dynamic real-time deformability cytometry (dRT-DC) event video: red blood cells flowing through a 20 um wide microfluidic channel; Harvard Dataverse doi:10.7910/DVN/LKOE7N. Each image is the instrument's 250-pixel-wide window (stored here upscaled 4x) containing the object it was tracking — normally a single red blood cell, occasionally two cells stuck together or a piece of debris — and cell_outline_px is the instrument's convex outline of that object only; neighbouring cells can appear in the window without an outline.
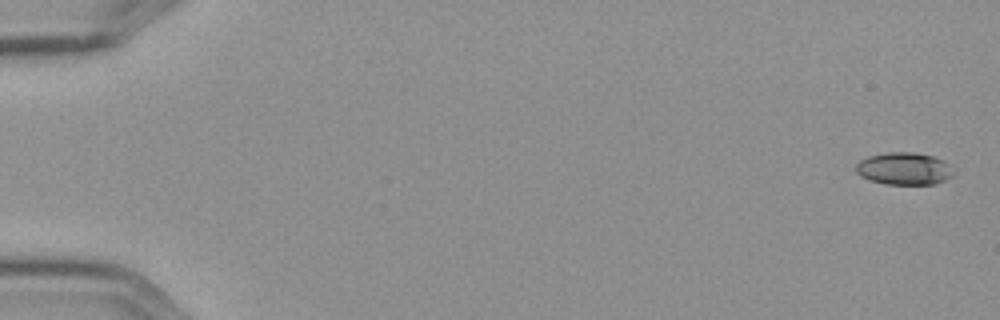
{"species": "Egyptian fruit bat (a non-hibernating species)", "species_latin": "Rousettus aegyptiacus", "temperature_condition": "cold", "stored_images_in_passage": 7, "camera_frame_rate_fps": 3000, "um_per_image_px": 0.085, "frame": {"image": 1, "passage_image": 1, "time_ms": 0.0, "image_size_px": [1000, 320], "cell_outline_px": [[956, 172], [952, 176], [936, 184], [884, 184], [868, 180], [860, 176], [856, 172], [856, 164], [860, 160], [868, 156], [888, 152], [912, 152], [932, 156], [944, 160], [956, 168]], "centroid_in_image_um": [76.88, 14.34], "position_along_channel_um": 8.1, "area_um2": 18.73}}
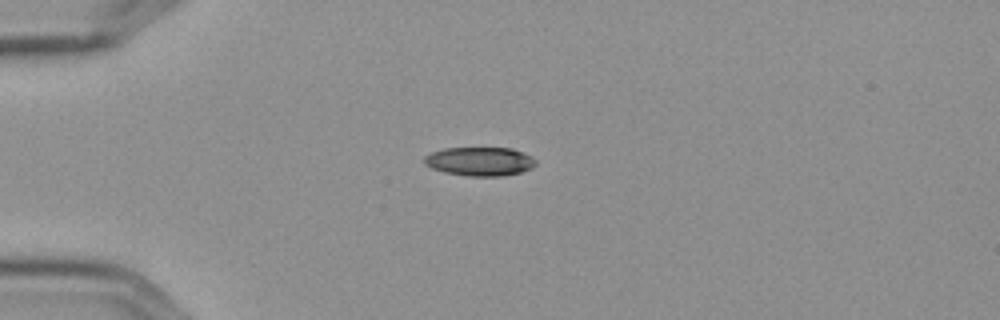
{"frame": {"image": 2, "passage_image": 5, "time_ms": 1.333, "image_size_px": [1000, 320], "cell_outline_px": [[536, 164], [532, 168], [520, 172], [504, 176], [468, 176], [444, 172], [432, 168], [424, 164], [424, 156], [432, 152], [444, 148], [512, 148], [532, 156], [536, 160]], "centroid_in_image_um": [40.79, 13.72], "position_along_channel_um": 44.2, "area_um2": 18.79}}
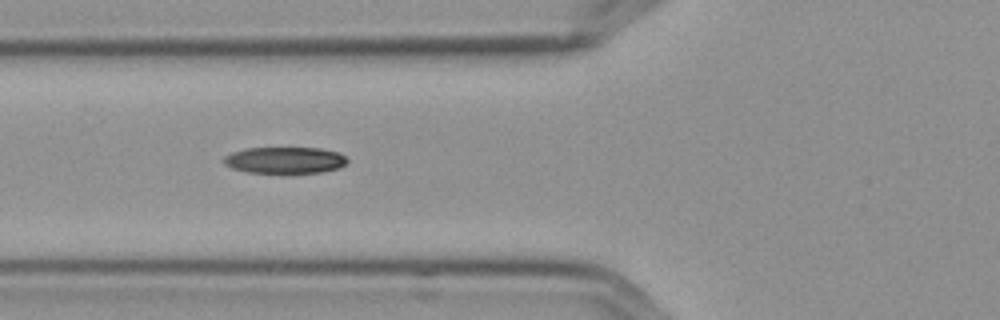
{"frame": {"image": 3, "passage_image": 7, "time_ms": 2.0, "image_size_px": [1000, 320], "cell_outline_px": [[348, 160], [340, 168], [320, 172], [284, 176], [280, 176], [248, 172], [232, 168], [224, 164], [224, 156], [232, 152], [244, 148], [320, 148], [340, 152]], "centroid_in_image_um": [24.21, 13.66], "position_along_channel_um": 101.6, "area_um2": 20.0}}